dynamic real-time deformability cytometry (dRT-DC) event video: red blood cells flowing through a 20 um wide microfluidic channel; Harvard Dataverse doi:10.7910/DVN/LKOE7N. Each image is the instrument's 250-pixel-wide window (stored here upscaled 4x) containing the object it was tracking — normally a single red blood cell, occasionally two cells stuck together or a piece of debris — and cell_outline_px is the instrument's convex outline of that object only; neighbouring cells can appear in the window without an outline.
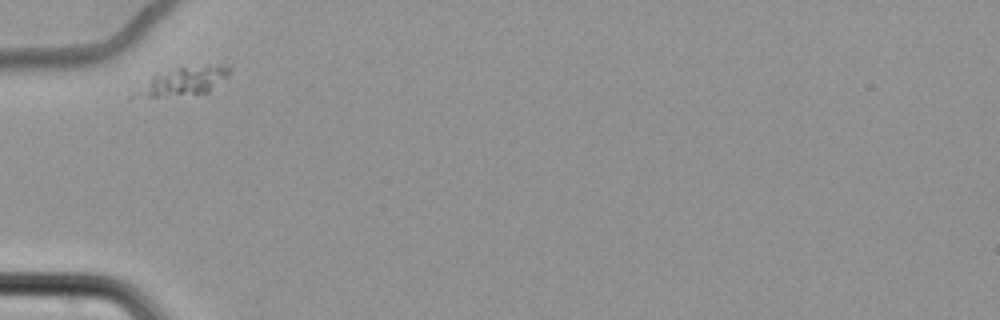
{"species": "common noctule bat (a hibernating species)", "species_latin": "Nyctalus noctula", "temperature_condition": "cold", "stored_images_in_passage": 33, "camera_frame_rate_fps": 3000, "um_per_image_px": 0.085, "animal": {"sex": "female", "body_mass_g": 22.7, "forearm_length_mm": 54.2}, "frame": {"image": 1, "passage_image": 1, "time_ms": 0.0, "image_size_px": [1000, 320], "cell_outline_px": [[232, 64], [228, 76], [208, 92], [156, 96], [152, 96], [148, 92], [152, 76], [156, 72], [180, 68], [208, 64]], "centroid_in_image_um": [16.01, 6.77], "position_along_channel_um": 69.0, "area_um2": 13.81}}
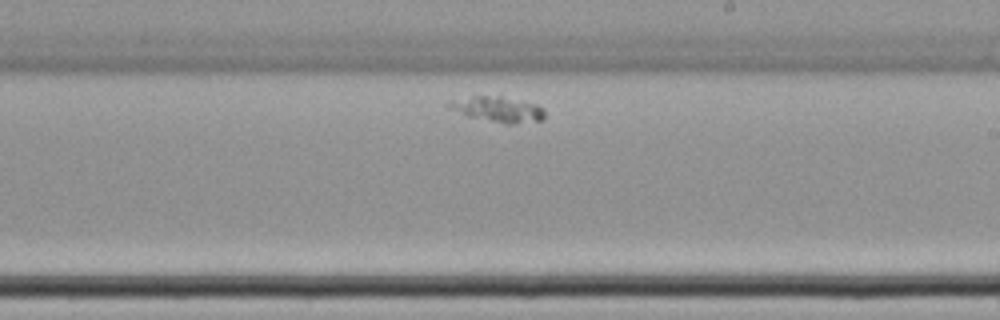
{"frame": {"image": 2, "passage_image": 19, "time_ms": 6.0, "image_size_px": [1000, 320], "cell_outline_px": [[544, 120], [512, 124], [504, 124], [468, 116], [444, 108], [444, 104], [452, 100], [472, 96], [500, 96], [536, 104], [544, 108]], "centroid_in_image_um": [42.27, 9.29], "position_along_channel_um": 246.7, "area_um2": 14.39}}
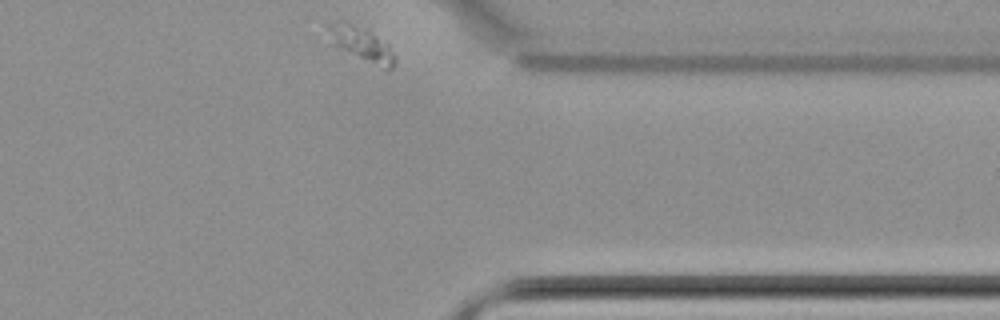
{"frame": {"image": 3, "passage_image": 33, "time_ms": 10.667, "image_size_px": [1000, 320], "cell_outline_px": [[396, 60], [392, 68], [384, 68], [332, 44], [324, 36], [324, 24], [332, 20], [336, 20], [368, 28], [388, 44]], "centroid_in_image_um": [30.58, 3.62], "position_along_channel_um": 380.8, "area_um2": 13.53}}